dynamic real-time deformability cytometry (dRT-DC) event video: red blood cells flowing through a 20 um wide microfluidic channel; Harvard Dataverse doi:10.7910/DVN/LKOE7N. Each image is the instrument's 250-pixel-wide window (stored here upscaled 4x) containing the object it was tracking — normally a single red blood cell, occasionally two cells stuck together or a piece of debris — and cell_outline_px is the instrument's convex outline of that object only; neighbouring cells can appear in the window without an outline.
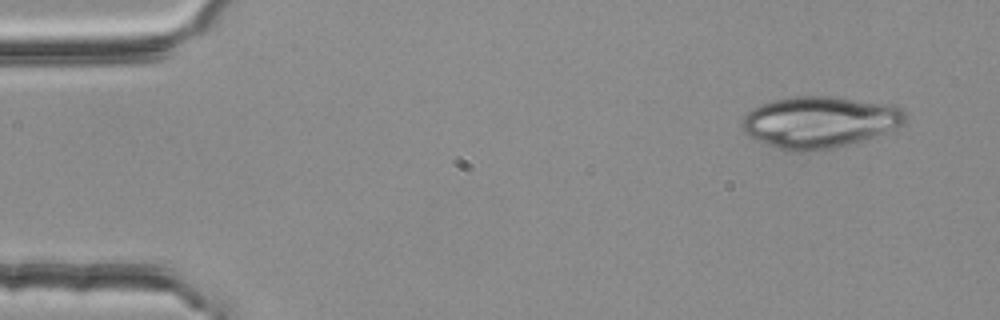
{"species": "common noctule bat (a hibernating species)", "species_latin": "Nyctalus noctula", "temperature_condition": "room temperature", "stored_images_in_passage": 5, "camera_frame_rate_fps": 3000, "um_per_image_px": 0.085, "animal": {"sex": "female", "body_mass_g": 25.1}, "frame": {"image": 1, "passage_image": 1, "time_ms": 0.0, "image_size_px": [1000, 320], "cell_outline_px": [[904, 124], [884, 132], [860, 140], [832, 148], [804, 152], [796, 152], [780, 148], [756, 140], [748, 136], [744, 132], [740, 124], [740, 120], [752, 108], [760, 104], [772, 100], [792, 96], [836, 96], [892, 104], [900, 108], [904, 112]], "centroid_in_image_um": [69.6, 10.35], "position_along_channel_um": 15.4, "area_um2": 48.9}}